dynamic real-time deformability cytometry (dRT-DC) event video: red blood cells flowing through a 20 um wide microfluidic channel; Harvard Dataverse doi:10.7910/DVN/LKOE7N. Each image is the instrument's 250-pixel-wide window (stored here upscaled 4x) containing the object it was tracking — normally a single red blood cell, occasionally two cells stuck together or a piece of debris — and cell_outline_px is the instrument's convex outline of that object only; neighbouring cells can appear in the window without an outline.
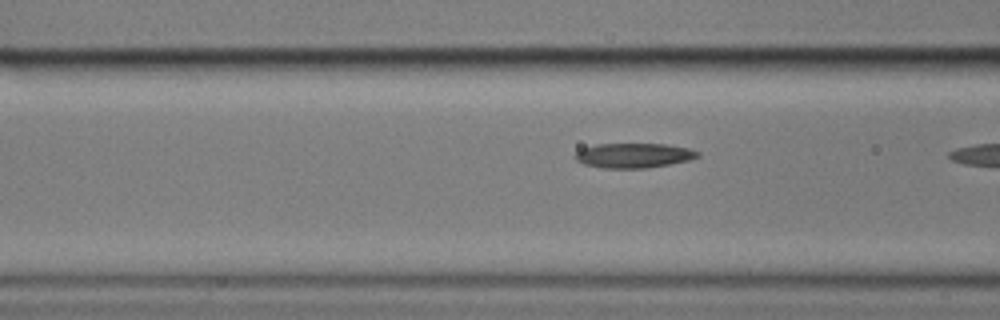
{"species": "common noctule bat (a hibernating species)", "species_latin": "Nyctalus noctula", "temperature_condition": "cold", "stored_images_in_passage": 10, "camera_frame_rate_fps": 3000, "um_per_image_px": 0.085, "animal": {"sex": "male", "body_mass_g": 17.9}, "frame": {"image": 1, "passage_image": 9, "time_ms": 2.667, "image_size_px": [1000, 320], "cell_outline_px": [[700, 156], [688, 160], [648, 168], [600, 168], [584, 164], [576, 160], [572, 156], [576, 152], [584, 148], [596, 144], [664, 144], [688, 148], [700, 152]], "centroid_in_image_um": [53.83, 13.22], "position_along_channel_um": 112.8, "area_um2": 17.63}}